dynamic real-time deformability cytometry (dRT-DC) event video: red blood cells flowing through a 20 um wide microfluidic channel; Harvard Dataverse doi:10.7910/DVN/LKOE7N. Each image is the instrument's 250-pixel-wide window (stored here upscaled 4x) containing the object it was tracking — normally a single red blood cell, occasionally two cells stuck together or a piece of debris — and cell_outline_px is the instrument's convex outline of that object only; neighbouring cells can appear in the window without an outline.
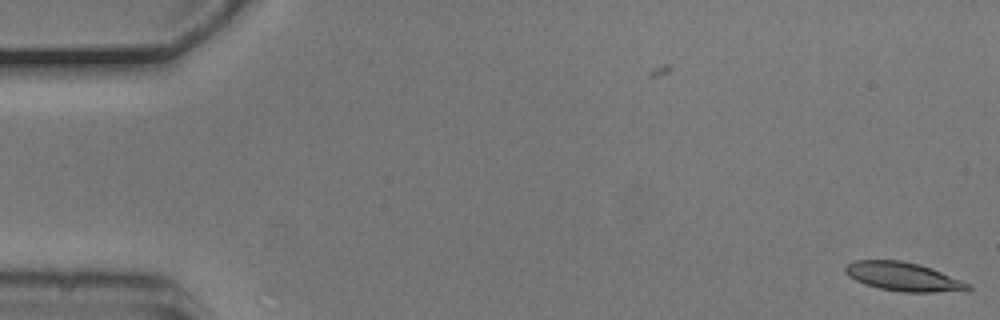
{"species": "common noctule bat (a hibernating species)", "species_latin": "Nyctalus noctula", "temperature_condition": "cold", "stored_images_in_passage": 3, "camera_frame_rate_fps": 3000, "um_per_image_px": 0.085, "animal": {"sex": "male", "body_mass_g": 20.5, "forearm_length_mm": 52.5}, "frame": {"image": 1, "passage_image": 1, "time_ms": 0.0, "image_size_px": [1000, 320], "cell_outline_px": [[972, 288], [932, 292], [904, 292], [880, 288], [864, 284], [848, 276], [844, 272], [844, 268], [848, 264], [856, 260], [900, 260], [920, 264], [932, 268], [972, 284]], "centroid_in_image_um": [76.75, 23.5], "position_along_channel_um": 8.3, "area_um2": 20.35}}